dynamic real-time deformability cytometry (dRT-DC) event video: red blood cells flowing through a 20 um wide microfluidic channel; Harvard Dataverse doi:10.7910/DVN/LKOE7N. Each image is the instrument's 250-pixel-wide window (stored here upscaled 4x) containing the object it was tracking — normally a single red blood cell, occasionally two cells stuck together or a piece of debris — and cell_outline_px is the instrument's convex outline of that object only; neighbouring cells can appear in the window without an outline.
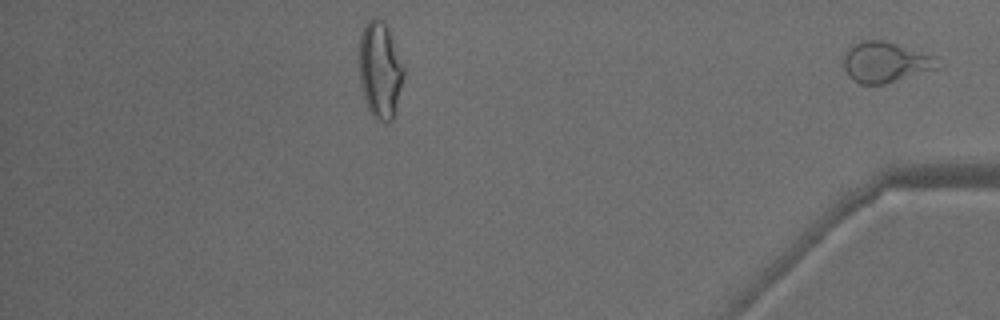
{"species": "common noctule bat (a hibernating species)", "species_latin": "Nyctalus noctula", "temperature_condition": "warm", "stored_images_in_passage": 40, "segment_of_instrument_passage": [2, 2], "camera_frame_rate_fps": 3000, "um_per_image_px": 0.085, "animal": {"sex": "male", "body_mass_g": 18.8}, "frame": {"image": 1, "passage_image": 40, "time_ms": 13.0, "image_size_px": [1000, 320], "cell_outline_px": [[940, 68], [884, 84], [860, 84], [852, 80], [848, 76], [844, 68], [844, 56], [848, 48], [860, 40], [884, 40], [936, 56]], "centroid_in_image_um": [75.26, 5.29], "position_along_channel_um": 359.9, "area_um2": 22.31}}